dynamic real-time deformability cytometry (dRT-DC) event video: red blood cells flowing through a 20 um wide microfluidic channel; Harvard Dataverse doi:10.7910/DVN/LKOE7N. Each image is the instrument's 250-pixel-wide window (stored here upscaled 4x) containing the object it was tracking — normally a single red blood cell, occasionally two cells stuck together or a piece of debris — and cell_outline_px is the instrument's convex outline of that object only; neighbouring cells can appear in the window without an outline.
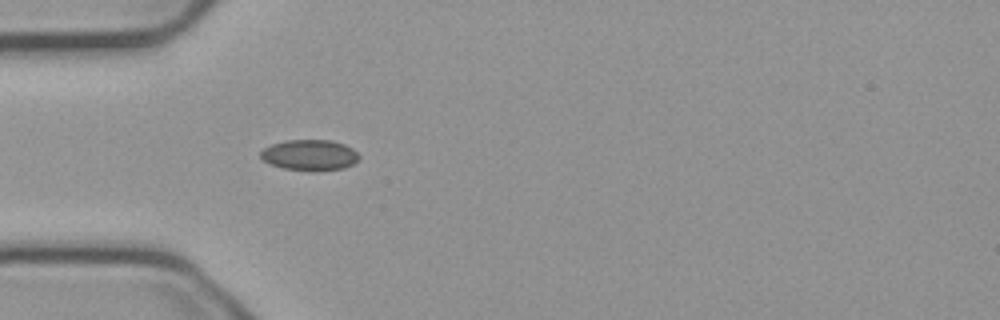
{"species": "common noctule bat (a hibernating species)", "species_latin": "Nyctalus noctula", "temperature_condition": "cold", "stored_images_in_passage": 28, "camera_frame_rate_fps": 3000, "um_per_image_px": 0.085, "animal": {"sex": "male", "body_mass_g": 23.1, "forearm_length_mm": 52.7}, "frame": {"image": 1, "passage_image": 5, "time_ms": 1.333, "image_size_px": [1000, 320], "cell_outline_px": [[360, 156], [352, 164], [344, 168], [284, 168], [272, 164], [264, 160], [260, 156], [260, 152], [264, 148], [272, 144], [284, 140], [328, 140], [344, 144], [352, 148]], "centroid_in_image_um": [26.3, 13.12], "position_along_channel_um": 58.7, "area_um2": 16.76}}
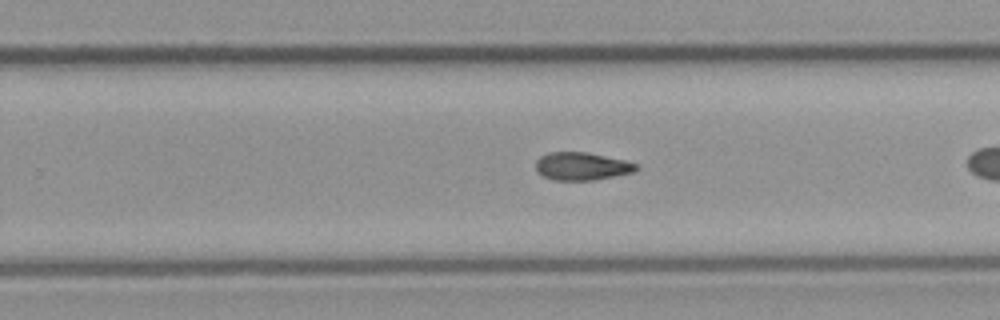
{"frame": {"image": 2, "passage_image": 20, "time_ms": 6.333, "image_size_px": [1000, 320], "cell_outline_px": [[640, 168], [636, 172], [616, 176], [592, 180], [556, 180], [544, 176], [536, 168], [536, 160], [540, 156], [548, 152], [588, 152], [624, 160], [636, 164]], "centroid_in_image_um": [49.49, 14.12], "position_along_channel_um": 280.3, "area_um2": 16.3}}